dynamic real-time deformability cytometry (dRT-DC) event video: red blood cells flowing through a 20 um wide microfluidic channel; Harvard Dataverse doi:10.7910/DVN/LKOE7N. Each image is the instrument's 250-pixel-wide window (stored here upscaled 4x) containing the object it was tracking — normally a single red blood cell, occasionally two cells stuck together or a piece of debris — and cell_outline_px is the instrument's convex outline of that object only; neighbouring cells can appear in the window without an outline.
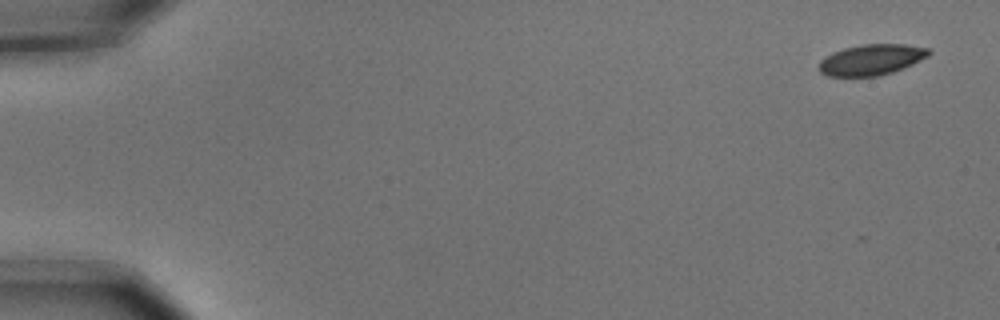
{"species": "common noctule bat (a hibernating species)", "species_latin": "Nyctalus noctula", "temperature_condition": "cold", "stored_images_in_passage": 6, "segment_of_instrument_passage": [1, 2], "camera_frame_rate_fps": 3000, "um_per_image_px": 0.085, "animal": {"sex": "male", "body_mass_g": 15.6}, "frame": {"image": 1, "passage_image": 1, "time_ms": 0.0, "image_size_px": [1000, 320], "cell_outline_px": [[932, 52], [928, 56], [904, 68], [880, 76], [828, 76], [820, 72], [816, 68], [820, 60], [824, 56], [832, 52], [844, 48], [860, 44], [904, 44], [928, 48]], "centroid_in_image_um": [74.03, 5.07], "position_along_channel_um": 11.0, "area_um2": 19.94}}
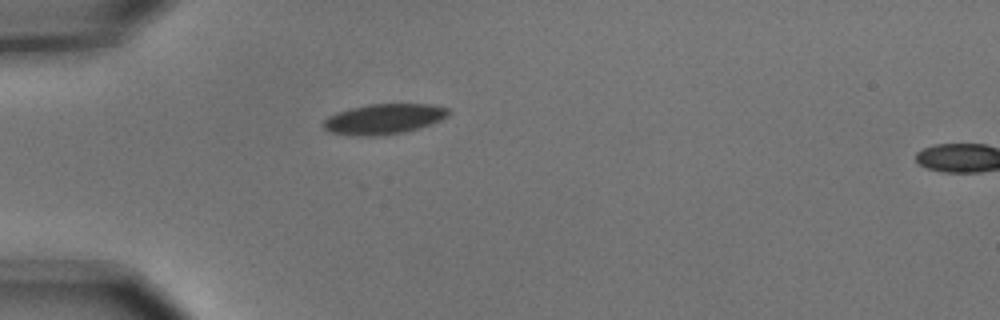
{"frame": {"image": 2, "passage_image": 5, "time_ms": 1.333, "image_size_px": [1000, 320], "cell_outline_px": [[452, 112], [448, 116], [440, 120], [404, 132], [380, 136], [352, 136], [328, 132], [324, 128], [324, 120], [328, 116], [336, 112], [368, 104], [432, 104], [448, 108]], "centroid_in_image_um": [32.61, 10.12], "position_along_channel_um": 52.4, "area_um2": 22.14}}